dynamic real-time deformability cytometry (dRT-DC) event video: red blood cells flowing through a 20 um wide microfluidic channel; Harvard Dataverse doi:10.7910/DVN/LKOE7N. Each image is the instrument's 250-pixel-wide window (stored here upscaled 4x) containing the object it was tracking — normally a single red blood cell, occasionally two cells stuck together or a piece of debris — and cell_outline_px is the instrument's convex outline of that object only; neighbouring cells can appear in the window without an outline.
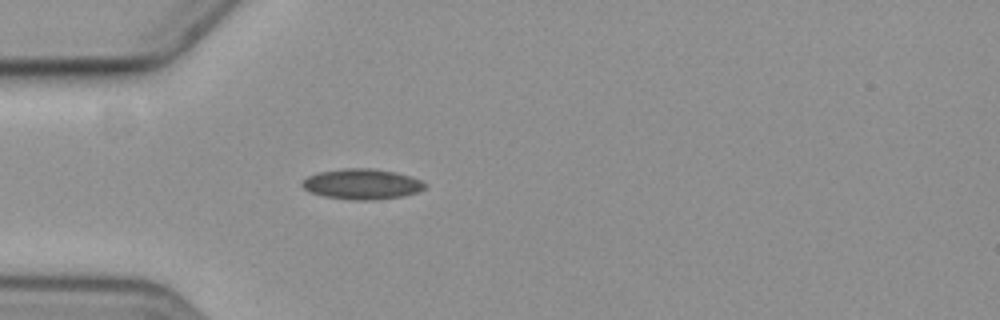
{"species": "common noctule bat (a hibernating species)", "species_latin": "Nyctalus noctula", "temperature_condition": "cold", "stored_images_in_passage": 1, "camera_frame_rate_fps": 3000, "um_per_image_px": 0.085, "animal": {"sex": "female", "body_mass_g": 19.3, "forearm_length_mm": 54.1}, "frame": {"image": 1, "passage_image": 1, "time_ms": 0.0, "image_size_px": [1000, 320], "cell_outline_px": [[428, 184], [424, 188], [416, 192], [400, 196], [372, 200], [352, 200], [324, 196], [312, 192], [304, 188], [300, 184], [308, 176], [320, 172], [344, 168], [372, 168], [396, 172], [420, 180]], "centroid_in_image_um": [30.76, 15.64], "position_along_channel_um": 54.2, "area_um2": 21.5}}